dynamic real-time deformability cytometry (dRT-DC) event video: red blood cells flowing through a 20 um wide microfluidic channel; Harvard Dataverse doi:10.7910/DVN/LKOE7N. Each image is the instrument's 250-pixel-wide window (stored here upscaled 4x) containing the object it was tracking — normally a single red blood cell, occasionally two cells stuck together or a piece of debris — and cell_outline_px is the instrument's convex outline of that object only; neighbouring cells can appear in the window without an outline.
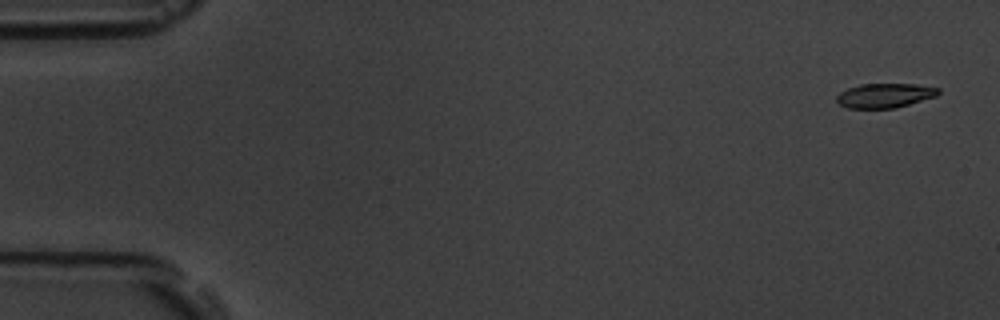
{"species": "common noctule bat (a hibernating species)", "species_latin": "Nyctalus noctula", "temperature_condition": "room temperature", "stored_images_in_passage": 6, "camera_frame_rate_fps": 3000, "um_per_image_px": 0.085, "animal": {"sex": "male", "body_mass_g": 19.5, "forearm_length_mm": 54.6}, "frame": {"image": 1, "passage_image": 1, "time_ms": 0.0, "image_size_px": [1000, 320], "cell_outline_px": [[940, 92], [936, 96], [896, 108], [848, 108], [840, 104], [836, 100], [836, 96], [840, 92], [848, 88], [860, 84], [916, 84], [940, 88]], "centroid_in_image_um": [75.21, 8.11], "position_along_channel_um": 9.8, "area_um2": 14.45}}
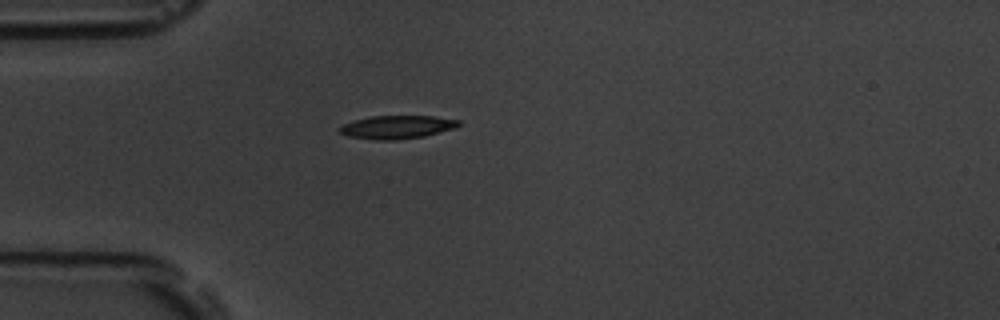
{"frame": {"image": 2, "passage_image": 5, "time_ms": 4.667, "image_size_px": [1000, 320], "cell_outline_px": [[460, 124], [456, 128], [424, 136], [392, 140], [376, 140], [348, 136], [340, 132], [336, 128], [344, 124], [356, 120], [372, 116], [432, 116], [460, 120]], "centroid_in_image_um": [33.75, 10.8], "position_along_channel_um": 51.3, "area_um2": 16.01}}